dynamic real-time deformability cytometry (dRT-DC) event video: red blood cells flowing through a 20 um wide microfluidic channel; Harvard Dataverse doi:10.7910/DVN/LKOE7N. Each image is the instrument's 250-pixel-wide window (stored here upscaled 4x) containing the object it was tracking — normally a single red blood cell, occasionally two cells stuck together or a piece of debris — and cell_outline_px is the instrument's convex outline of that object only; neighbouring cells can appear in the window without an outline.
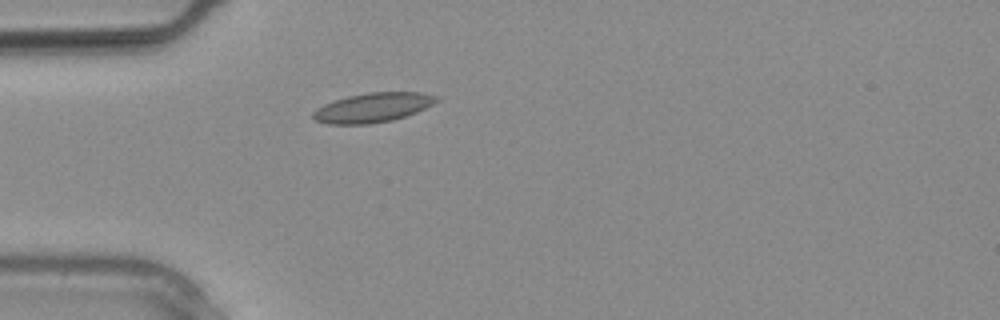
{"species": "common noctule bat (a hibernating species)", "species_latin": "Nyctalus noctula", "temperature_condition": "warm", "stored_images_in_passage": 5, "camera_frame_rate_fps": 3000, "um_per_image_px": 0.085, "animal": {"sex": "male", "body_mass_g": 20.4}, "frame": {"image": 1, "passage_image": 1, "time_ms": 0.0, "image_size_px": [1000, 320], "cell_outline_px": [[440, 100], [416, 112], [392, 120], [368, 124], [328, 124], [316, 120], [312, 116], [312, 112], [316, 108], [324, 104], [348, 96], [368, 92], [420, 92], [440, 96]], "centroid_in_image_um": [31.7, 9.13], "position_along_channel_um": 53.3, "area_um2": 21.1}}
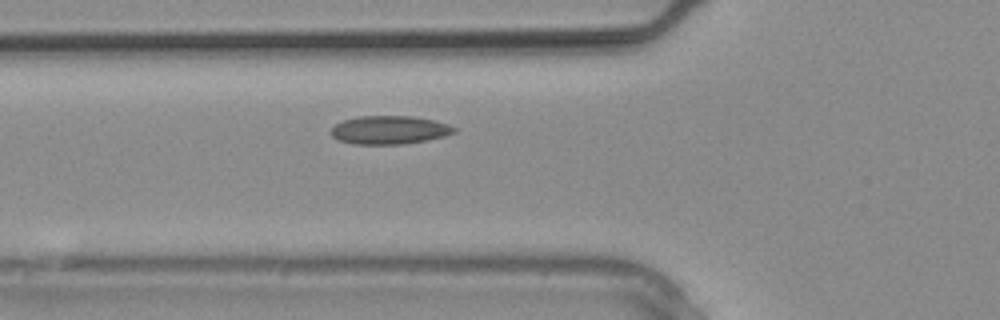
{"frame": {"image": 2, "passage_image": 3, "time_ms": 0.667, "image_size_px": [1000, 320], "cell_outline_px": [[456, 132], [444, 136], [428, 140], [404, 144], [352, 144], [336, 140], [332, 136], [332, 128], [336, 124], [344, 120], [360, 116], [412, 116], [432, 120], [448, 124], [456, 128]], "centroid_in_image_um": [33.1, 11.05], "position_along_channel_um": 92.7, "area_um2": 20.35}}